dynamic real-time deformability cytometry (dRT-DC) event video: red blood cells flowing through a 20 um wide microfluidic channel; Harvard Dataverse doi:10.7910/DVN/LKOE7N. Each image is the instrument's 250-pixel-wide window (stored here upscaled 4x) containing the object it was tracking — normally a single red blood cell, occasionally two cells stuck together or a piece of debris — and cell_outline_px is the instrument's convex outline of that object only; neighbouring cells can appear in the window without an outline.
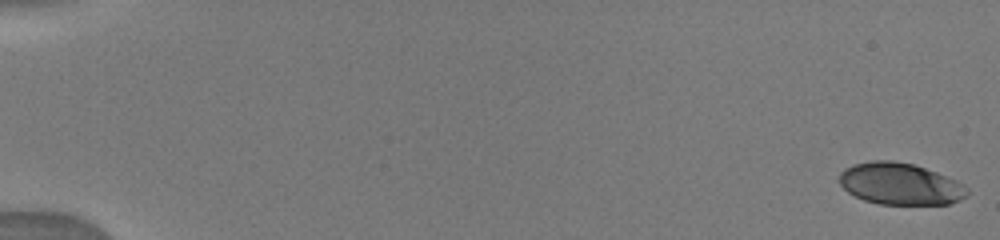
{"species": "human", "species_latin": "Homo sapiens", "temperature_condition": "warm", "stored_images_in_passage": 53, "camera_frame_rate_fps": 3000, "um_per_image_px": 0.085, "donor": {"sex": "male"}, "frame": {"image": 1, "passage_image": 1, "time_ms": 0.0, "image_size_px": [1000, 240], "cell_outline_px": [[968, 196], [960, 200], [948, 204], [880, 204], [864, 200], [848, 192], [836, 180], [836, 176], [844, 168], [852, 164], [872, 160], [892, 160], [912, 164], [936, 172], [956, 180], [964, 184], [968, 188]], "centroid_in_image_um": [76.48, 15.62], "position_along_channel_um": 8.5, "area_um2": 31.39}}
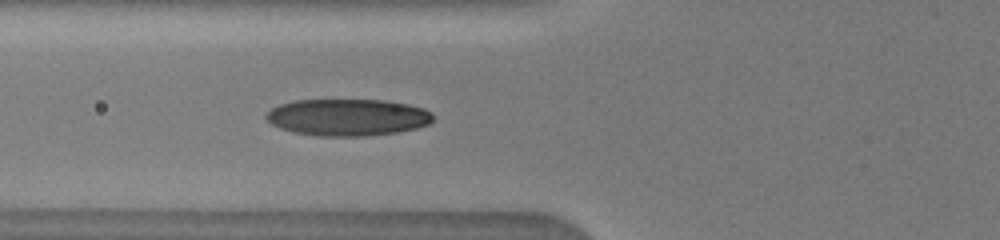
{"frame": {"image": 2, "passage_image": 41, "time_ms": 6.667, "image_size_px": [1000, 240], "cell_outline_px": [[432, 120], [428, 124], [416, 128], [396, 132], [364, 136], [320, 136], [292, 132], [280, 128], [272, 124], [264, 116], [272, 108], [280, 104], [296, 100], [384, 100], [408, 104], [424, 108], [432, 112]], "centroid_in_image_um": [29.54, 9.97], "position_along_channel_um": 96.3, "area_um2": 35.78}}
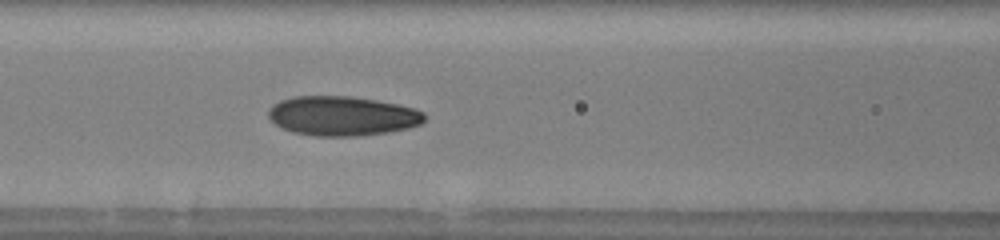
{"frame": {"image": 3, "passage_image": 47, "time_ms": 7.667, "image_size_px": [1000, 240], "cell_outline_px": [[424, 120], [420, 124], [408, 128], [388, 132], [356, 136], [316, 136], [292, 132], [276, 124], [268, 116], [268, 112], [272, 104], [280, 100], [292, 96], [348, 96], [376, 100], [416, 108], [424, 112]], "centroid_in_image_um": [29.08, 9.85], "position_along_channel_um": 137.5, "area_um2": 35.89}}